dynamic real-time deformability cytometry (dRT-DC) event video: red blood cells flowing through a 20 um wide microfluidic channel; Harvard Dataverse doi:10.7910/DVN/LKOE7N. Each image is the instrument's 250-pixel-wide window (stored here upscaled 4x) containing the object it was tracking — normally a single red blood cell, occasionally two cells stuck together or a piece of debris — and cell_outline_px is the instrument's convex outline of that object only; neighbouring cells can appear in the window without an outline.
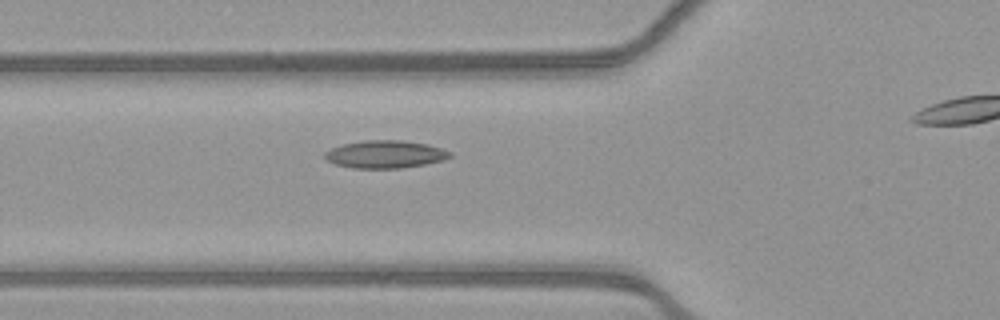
{"species": "common noctule bat (a hibernating species)", "species_latin": "Nyctalus noctula", "temperature_condition": "warm", "stored_images_in_passage": 36, "camera_frame_rate_fps": 3000, "um_per_image_px": 0.085, "animal": {"sex": "female", "body_mass_g": 21.9}, "frame": {"image": 1, "passage_image": 9, "time_ms": 2.667, "image_size_px": [1000, 320], "cell_outline_px": [[452, 156], [444, 160], [424, 164], [400, 168], [352, 168], [336, 164], [328, 160], [324, 156], [324, 152], [332, 148], [344, 144], [364, 140], [400, 140], [424, 144], [440, 148], [452, 152]], "centroid_in_image_um": [32.74, 13.12], "position_along_channel_um": 93.1, "area_um2": 19.94}}
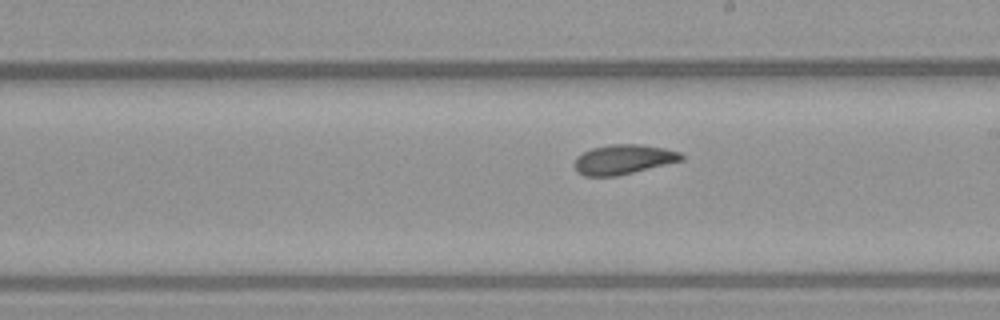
{"frame": {"image": 2, "passage_image": 20, "time_ms": 6.333, "image_size_px": [1000, 320], "cell_outline_px": [[684, 160], [616, 176], [584, 176], [576, 172], [576, 156], [592, 148], [608, 144], [640, 144], [664, 148], [680, 152], [684, 156]], "centroid_in_image_um": [53.0, 13.54], "position_along_channel_um": 236.0, "area_um2": 18.44}}
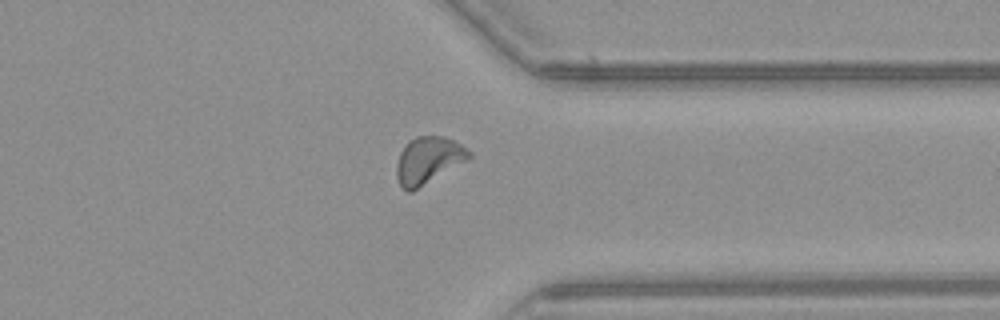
{"frame": {"image": 3, "passage_image": 31, "time_ms": 10.0, "image_size_px": [1000, 320], "cell_outline_px": [[472, 156], [468, 160], [412, 192], [408, 192], [400, 188], [396, 176], [396, 164], [400, 152], [408, 140], [416, 136], [444, 136], [460, 144], [472, 152]], "centroid_in_image_um": [36.38, 13.64], "position_along_channel_um": 375.0, "area_um2": 20.06}, "authors_computed_cell_mechanics": {"area_um2": 18.9006, "velocity_mm_per_s": 3.8767, "shape_relaxation_time_tau1_ms": null, "shape_relaxation_time_tau2_ms": 2.73, "deformation_change_tau1": null, "deformation_change_tau2": 0.0816}}